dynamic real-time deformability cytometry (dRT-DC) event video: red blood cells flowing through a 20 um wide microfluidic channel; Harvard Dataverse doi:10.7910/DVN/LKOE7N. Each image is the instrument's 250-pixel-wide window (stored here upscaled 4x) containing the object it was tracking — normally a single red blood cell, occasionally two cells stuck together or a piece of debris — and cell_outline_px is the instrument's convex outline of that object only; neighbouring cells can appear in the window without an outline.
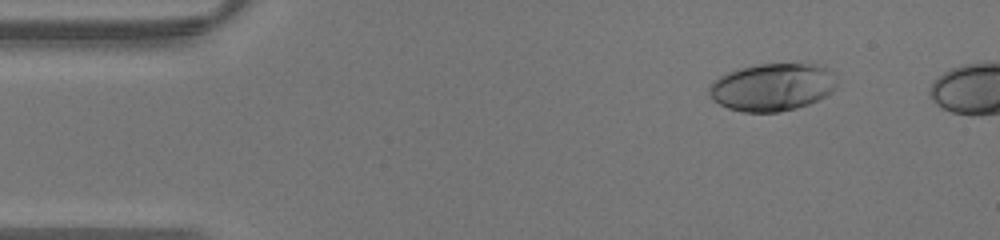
{"species": "human", "species_latin": "Homo sapiens", "temperature_condition": "warm", "stored_images_in_passage": 36, "camera_frame_rate_fps": 3000, "um_per_image_px": 0.085, "donor": {"sex": "male"}, "frame": {"image": 1, "passage_image": 2, "time_ms": 0.333, "image_size_px": [1000, 240], "cell_outline_px": [[836, 88], [832, 92], [808, 104], [796, 108], [780, 112], [744, 112], [728, 108], [712, 100], [708, 92], [708, 88], [720, 76], [728, 72], [740, 68], [756, 64], [800, 60], [816, 64], [828, 68], [832, 72], [836, 84]], "centroid_in_image_um": [65.68, 7.36], "position_along_channel_um": 19.3, "area_um2": 36.18}}
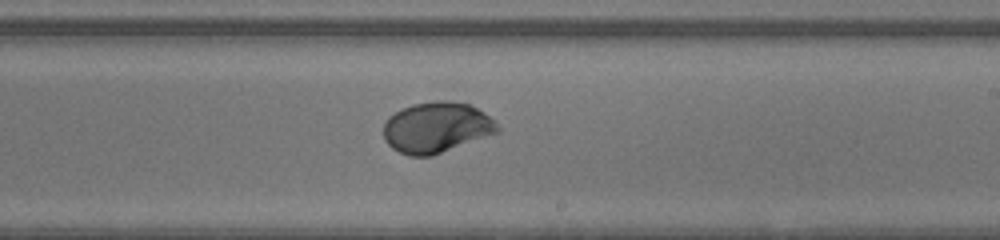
{"frame": {"image": 2, "passage_image": 22, "time_ms": 7.0, "image_size_px": [1000, 240], "cell_outline_px": [[500, 132], [432, 156], [408, 156], [392, 148], [384, 140], [384, 124], [388, 116], [400, 108], [412, 104], [436, 100], [448, 100], [468, 104], [484, 112], [496, 120], [500, 128]], "centroid_in_image_um": [37.11, 10.83], "position_along_channel_um": 251.9, "area_um2": 34.1}}
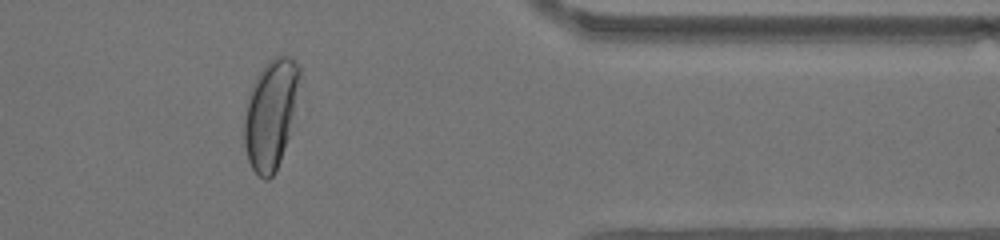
{"frame": {"image": 3, "passage_image": 32, "time_ms": 10.333, "image_size_px": [1000, 240], "cell_outline_px": [[300, 76], [288, 136], [276, 172], [268, 180], [264, 180], [252, 168], [248, 160], [244, 144], [244, 116], [248, 92], [256, 76], [264, 64], [268, 60], [276, 56], [292, 56], [300, 64]], "centroid_in_image_um": [22.98, 9.65], "position_along_channel_um": 388.4, "area_um2": 35.14}}